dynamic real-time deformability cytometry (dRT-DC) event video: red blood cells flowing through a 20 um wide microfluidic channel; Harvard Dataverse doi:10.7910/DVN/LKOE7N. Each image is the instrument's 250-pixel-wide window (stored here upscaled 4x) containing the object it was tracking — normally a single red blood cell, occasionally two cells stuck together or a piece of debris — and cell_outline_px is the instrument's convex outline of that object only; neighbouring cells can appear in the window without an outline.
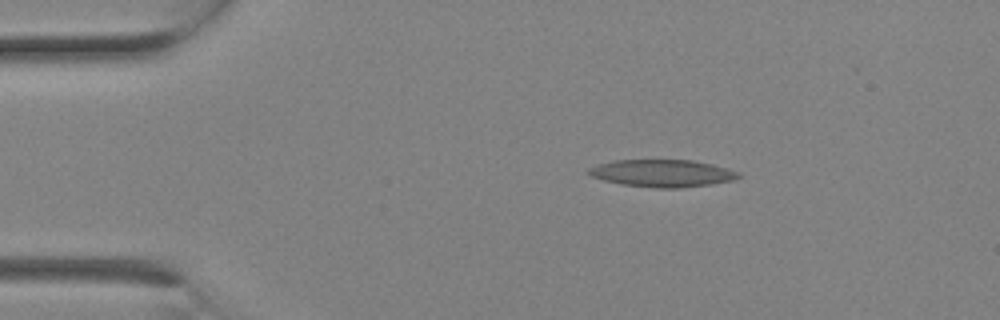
{"species": "Egyptian fruit bat (a non-hibernating species)", "species_latin": "Rousettus aegyptiacus", "temperature_condition": "room temperature", "stored_images_in_passage": 2, "camera_frame_rate_fps": 3000, "um_per_image_px": 0.085, "animal": {"sex": "female"}, "frame": {"image": 1, "passage_image": 1, "time_ms": 0.0, "image_size_px": [1000, 320], "cell_outline_px": [[740, 176], [732, 180], [712, 184], [680, 188], [656, 188], [620, 184], [604, 180], [592, 176], [584, 172], [588, 168], [596, 164], [616, 160], [692, 160], [712, 164], [728, 168], [740, 172]], "centroid_in_image_um": [56.27, 14.72], "position_along_channel_um": 28.7, "area_um2": 23.99}}
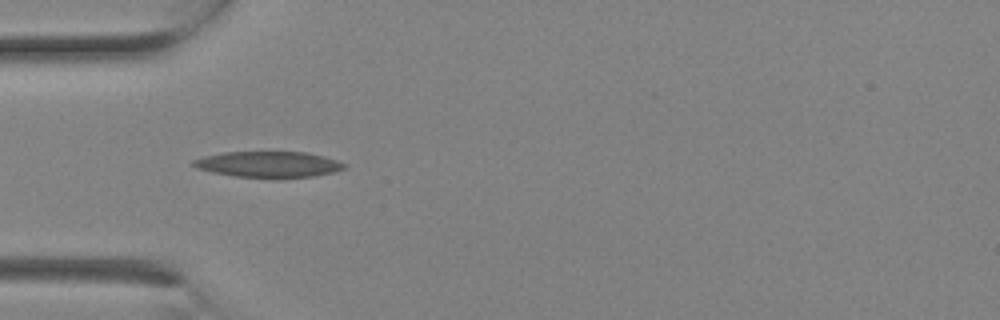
{"frame": {"image": 2, "passage_image": 2, "time_ms": 0.333, "image_size_px": [1000, 320], "cell_outline_px": [[348, 164], [344, 168], [332, 172], [312, 176], [236, 176], [212, 172], [196, 168], [192, 164], [192, 160], [204, 156], [224, 152], [308, 152], [324, 156]], "centroid_in_image_um": [22.8, 13.94], "position_along_channel_um": 62.2, "area_um2": 22.2}}